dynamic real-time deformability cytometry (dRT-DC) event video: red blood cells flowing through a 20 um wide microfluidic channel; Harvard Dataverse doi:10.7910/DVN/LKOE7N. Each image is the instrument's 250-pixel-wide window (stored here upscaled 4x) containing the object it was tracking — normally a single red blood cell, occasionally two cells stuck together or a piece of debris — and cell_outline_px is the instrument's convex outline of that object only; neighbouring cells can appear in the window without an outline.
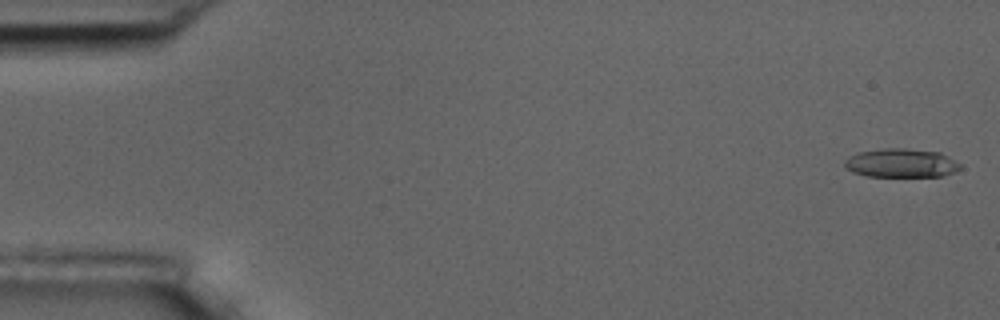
{"species": "common noctule bat (a hibernating species)", "species_latin": "Nyctalus noctula", "temperature_condition": "room temperature", "stored_images_in_passage": 5, "camera_frame_rate_fps": 3000, "um_per_image_px": 0.085, "animal": {"sex": "male", "body_mass_g": 17.5, "forearm_length_mm": 52.3}, "frame": {"image": 1, "passage_image": 1, "time_ms": 0.0, "image_size_px": [1000, 320], "cell_outline_px": [[960, 168], [944, 176], [868, 176], [852, 172], [844, 164], [844, 160], [848, 156], [860, 152], [884, 148], [904, 148], [940, 152], [960, 164]], "centroid_in_image_um": [76.58, 13.85], "position_along_channel_um": 8.4, "area_um2": 19.19}}
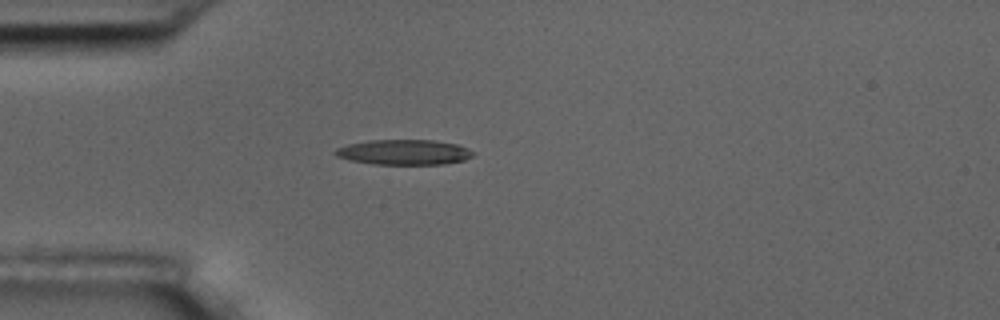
{"frame": {"image": 2, "passage_image": 5, "time_ms": 4.667, "image_size_px": [1000, 320], "cell_outline_px": [[476, 152], [472, 156], [464, 160], [444, 164], [372, 164], [348, 160], [336, 156], [332, 152], [336, 148], [348, 144], [368, 140], [432, 140], [460, 144]], "centroid_in_image_um": [34.34, 12.93], "position_along_channel_um": 50.7, "area_um2": 20.46}}